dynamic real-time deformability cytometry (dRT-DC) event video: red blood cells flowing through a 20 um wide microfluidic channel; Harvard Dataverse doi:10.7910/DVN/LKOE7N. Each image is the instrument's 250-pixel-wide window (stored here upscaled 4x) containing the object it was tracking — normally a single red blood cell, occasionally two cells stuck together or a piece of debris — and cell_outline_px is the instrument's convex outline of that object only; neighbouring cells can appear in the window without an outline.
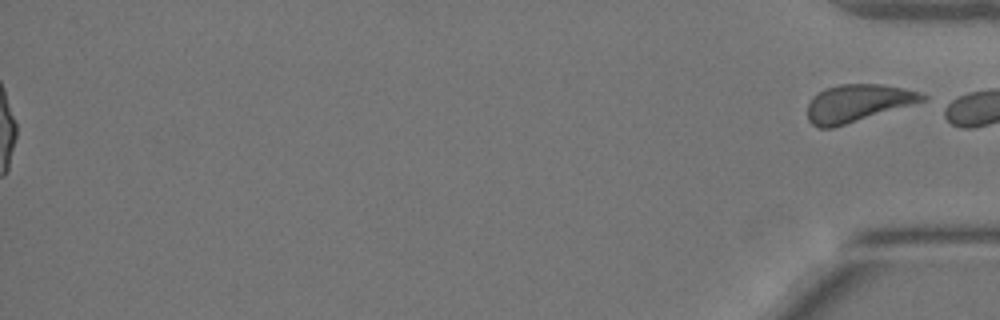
{"species": "Egyptian fruit bat (a non-hibernating species)", "species_latin": "Rousettus aegyptiacus", "temperature_condition": "warm", "stored_images_in_passage": 54, "segment_of_instrument_passage": [2, 2], "camera_frame_rate_fps": 3000, "um_per_image_px": 0.085, "animal": {"sex": "female"}, "frame": {"image": 1, "passage_image": 54, "time_ms": 17.667, "image_size_px": [1000, 320], "cell_outline_px": [[928, 96], [924, 100], [832, 128], [816, 128], [808, 120], [808, 104], [812, 96], [824, 88], [840, 84], [880, 84], [904, 88], [924, 92]], "centroid_in_image_um": [72.86, 8.75], "position_along_channel_um": 362.3, "area_um2": 24.85}}